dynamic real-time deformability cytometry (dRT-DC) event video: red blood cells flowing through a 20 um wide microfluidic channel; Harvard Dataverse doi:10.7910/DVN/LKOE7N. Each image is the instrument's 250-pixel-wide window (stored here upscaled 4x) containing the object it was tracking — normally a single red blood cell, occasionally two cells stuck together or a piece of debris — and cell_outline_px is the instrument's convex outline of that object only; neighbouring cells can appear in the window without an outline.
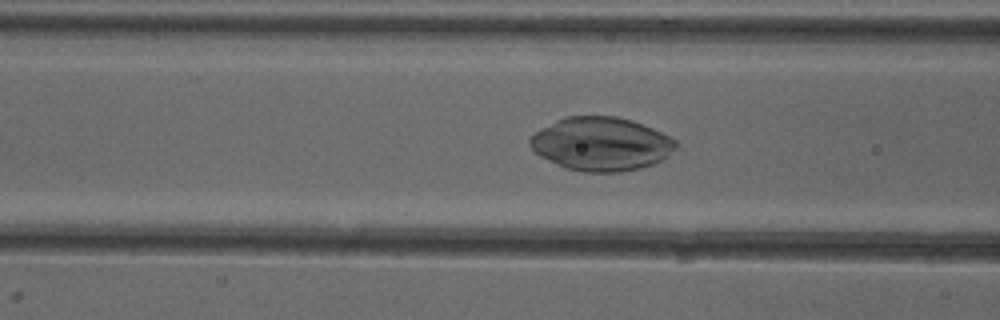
{"species": "common noctule bat (a hibernating species)", "species_latin": "Nyctalus noctula", "temperature_condition": "cold", "stored_images_in_passage": 42, "camera_frame_rate_fps": 3000, "um_per_image_px": 0.085, "animal": {"sex": "female"}, "frame": {"image": 1, "passage_image": 11, "time_ms": 3.333, "image_size_px": [1000, 320], "cell_outline_px": [[676, 148], [668, 156], [652, 164], [640, 168], [620, 172], [584, 172], [568, 168], [556, 164], [540, 156], [528, 144], [528, 140], [540, 128], [564, 116], [616, 116], [632, 120], [652, 128], [676, 140]], "centroid_in_image_um": [51.08, 12.23], "position_along_channel_um": 115.5, "area_um2": 45.37}}
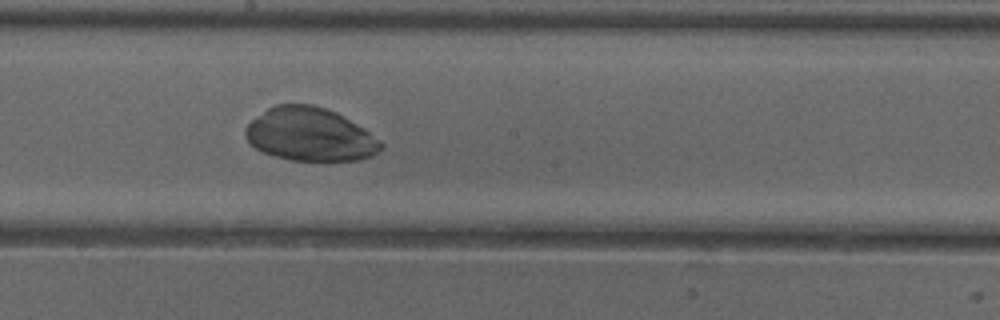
{"frame": {"image": 2, "passage_image": 19, "time_ms": 6.0, "image_size_px": [1000, 320], "cell_outline_px": [[384, 148], [380, 152], [372, 156], [360, 160], [292, 160], [276, 156], [264, 152], [256, 148], [244, 136], [244, 128], [252, 120], [268, 108], [276, 104], [312, 104], [336, 112], [364, 128], [380, 140], [384, 144]], "centroid_in_image_um": [26.38, 11.43], "position_along_channel_um": 221.8, "area_um2": 42.02}}
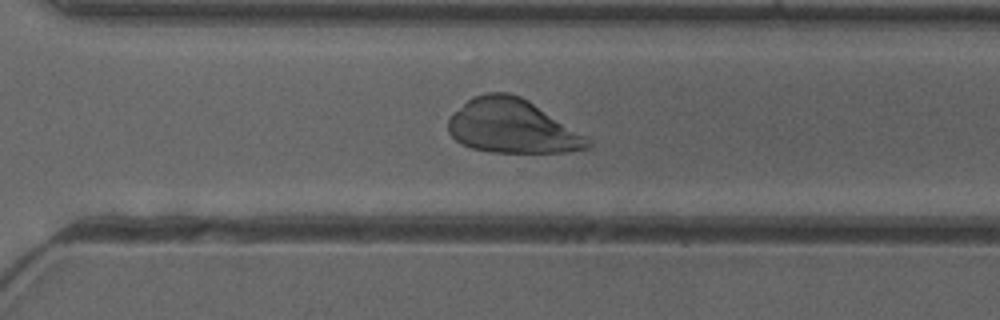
{"frame": {"image": 3, "passage_image": 27, "time_ms": 8.667, "image_size_px": [1000, 320], "cell_outline_px": [[592, 144], [588, 148], [568, 152], [492, 152], [472, 148], [460, 144], [448, 132], [448, 116], [452, 112], [472, 96], [488, 92], [508, 92], [520, 96], [528, 100], [588, 136], [592, 140]], "centroid_in_image_um": [43.53, 10.73], "position_along_channel_um": 327.1, "area_um2": 44.22}}